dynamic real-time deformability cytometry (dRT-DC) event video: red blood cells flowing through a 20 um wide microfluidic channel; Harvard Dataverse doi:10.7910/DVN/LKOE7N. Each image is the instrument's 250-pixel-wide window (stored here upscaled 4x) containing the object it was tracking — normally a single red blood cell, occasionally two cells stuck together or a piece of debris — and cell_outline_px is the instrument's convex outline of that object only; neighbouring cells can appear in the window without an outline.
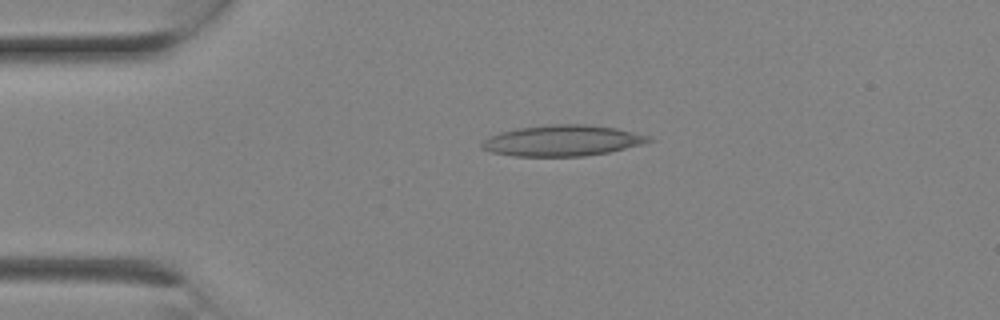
{"species": "Egyptian fruit bat (a non-hibernating species)", "species_latin": "Rousettus aegyptiacus", "temperature_condition": "room temperature", "stored_images_in_passage": 2, "camera_frame_rate_fps": 3000, "um_per_image_px": 0.085, "animal": {"sex": "female"}, "frame": {"image": 1, "passage_image": 2, "time_ms": 0.333, "image_size_px": [1000, 320], "cell_outline_px": [[656, 140], [608, 152], [584, 156], [512, 156], [492, 152], [480, 148], [480, 144], [488, 136], [500, 132], [516, 128], [548, 124], [588, 124], [616, 128], [652, 136]], "centroid_in_image_um": [47.78, 11.94], "position_along_channel_um": 37.2, "area_um2": 30.23}}